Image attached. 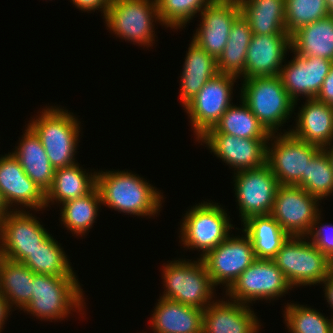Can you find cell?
<instances>
[{"label":"cell","instance_id":"obj_33","mask_svg":"<svg viewBox=\"0 0 333 333\" xmlns=\"http://www.w3.org/2000/svg\"><path fill=\"white\" fill-rule=\"evenodd\" d=\"M49 235L22 261L33 273L58 277H75L61 245Z\"/></svg>","mask_w":333,"mask_h":333},{"label":"cell","instance_id":"obj_8","mask_svg":"<svg viewBox=\"0 0 333 333\" xmlns=\"http://www.w3.org/2000/svg\"><path fill=\"white\" fill-rule=\"evenodd\" d=\"M103 18L117 37L148 47L155 41L153 22L160 21L156 0H111Z\"/></svg>","mask_w":333,"mask_h":333},{"label":"cell","instance_id":"obj_24","mask_svg":"<svg viewBox=\"0 0 333 333\" xmlns=\"http://www.w3.org/2000/svg\"><path fill=\"white\" fill-rule=\"evenodd\" d=\"M12 154L20 162L26 175L44 192L51 187L55 168L35 132L27 125L25 133Z\"/></svg>","mask_w":333,"mask_h":333},{"label":"cell","instance_id":"obj_38","mask_svg":"<svg viewBox=\"0 0 333 333\" xmlns=\"http://www.w3.org/2000/svg\"><path fill=\"white\" fill-rule=\"evenodd\" d=\"M328 15L325 0H285V25L289 35Z\"/></svg>","mask_w":333,"mask_h":333},{"label":"cell","instance_id":"obj_22","mask_svg":"<svg viewBox=\"0 0 333 333\" xmlns=\"http://www.w3.org/2000/svg\"><path fill=\"white\" fill-rule=\"evenodd\" d=\"M297 114L292 135L322 149L333 143V106L310 98Z\"/></svg>","mask_w":333,"mask_h":333},{"label":"cell","instance_id":"obj_36","mask_svg":"<svg viewBox=\"0 0 333 333\" xmlns=\"http://www.w3.org/2000/svg\"><path fill=\"white\" fill-rule=\"evenodd\" d=\"M301 187L320 201L333 193V168L324 149L321 148L309 161L307 181Z\"/></svg>","mask_w":333,"mask_h":333},{"label":"cell","instance_id":"obj_4","mask_svg":"<svg viewBox=\"0 0 333 333\" xmlns=\"http://www.w3.org/2000/svg\"><path fill=\"white\" fill-rule=\"evenodd\" d=\"M80 286L77 276L34 274L32 297L23 311L42 320H63L73 308L74 311L84 308V294Z\"/></svg>","mask_w":333,"mask_h":333},{"label":"cell","instance_id":"obj_20","mask_svg":"<svg viewBox=\"0 0 333 333\" xmlns=\"http://www.w3.org/2000/svg\"><path fill=\"white\" fill-rule=\"evenodd\" d=\"M291 49L290 35L253 34L246 53L243 79L280 75L285 54Z\"/></svg>","mask_w":333,"mask_h":333},{"label":"cell","instance_id":"obj_17","mask_svg":"<svg viewBox=\"0 0 333 333\" xmlns=\"http://www.w3.org/2000/svg\"><path fill=\"white\" fill-rule=\"evenodd\" d=\"M200 14L202 22L192 40L217 60L227 44L232 24L241 15L239 3L213 1Z\"/></svg>","mask_w":333,"mask_h":333},{"label":"cell","instance_id":"obj_29","mask_svg":"<svg viewBox=\"0 0 333 333\" xmlns=\"http://www.w3.org/2000/svg\"><path fill=\"white\" fill-rule=\"evenodd\" d=\"M242 224L257 259H272L290 237L271 215L251 216Z\"/></svg>","mask_w":333,"mask_h":333},{"label":"cell","instance_id":"obj_9","mask_svg":"<svg viewBox=\"0 0 333 333\" xmlns=\"http://www.w3.org/2000/svg\"><path fill=\"white\" fill-rule=\"evenodd\" d=\"M226 211L218 203L203 202L186 212L181 224V241L184 248L201 250L204 256L228 236L233 225Z\"/></svg>","mask_w":333,"mask_h":333},{"label":"cell","instance_id":"obj_2","mask_svg":"<svg viewBox=\"0 0 333 333\" xmlns=\"http://www.w3.org/2000/svg\"><path fill=\"white\" fill-rule=\"evenodd\" d=\"M28 126L39 137L51 165L63 168L74 165L80 126L77 118L59 107L43 109Z\"/></svg>","mask_w":333,"mask_h":333},{"label":"cell","instance_id":"obj_6","mask_svg":"<svg viewBox=\"0 0 333 333\" xmlns=\"http://www.w3.org/2000/svg\"><path fill=\"white\" fill-rule=\"evenodd\" d=\"M272 260L293 287L323 285L332 269L331 261L305 236L289 237Z\"/></svg>","mask_w":333,"mask_h":333},{"label":"cell","instance_id":"obj_13","mask_svg":"<svg viewBox=\"0 0 333 333\" xmlns=\"http://www.w3.org/2000/svg\"><path fill=\"white\" fill-rule=\"evenodd\" d=\"M234 177L241 221L251 216L270 215L279 186L271 168L265 164L257 169L236 172Z\"/></svg>","mask_w":333,"mask_h":333},{"label":"cell","instance_id":"obj_30","mask_svg":"<svg viewBox=\"0 0 333 333\" xmlns=\"http://www.w3.org/2000/svg\"><path fill=\"white\" fill-rule=\"evenodd\" d=\"M34 274L24 263L0 256V293L10 309H25L32 297Z\"/></svg>","mask_w":333,"mask_h":333},{"label":"cell","instance_id":"obj_26","mask_svg":"<svg viewBox=\"0 0 333 333\" xmlns=\"http://www.w3.org/2000/svg\"><path fill=\"white\" fill-rule=\"evenodd\" d=\"M292 52L298 56L321 57L333 61V17L305 25L290 35Z\"/></svg>","mask_w":333,"mask_h":333},{"label":"cell","instance_id":"obj_16","mask_svg":"<svg viewBox=\"0 0 333 333\" xmlns=\"http://www.w3.org/2000/svg\"><path fill=\"white\" fill-rule=\"evenodd\" d=\"M236 172L257 169L266 164L269 139L240 138L224 133H204L197 139Z\"/></svg>","mask_w":333,"mask_h":333},{"label":"cell","instance_id":"obj_18","mask_svg":"<svg viewBox=\"0 0 333 333\" xmlns=\"http://www.w3.org/2000/svg\"><path fill=\"white\" fill-rule=\"evenodd\" d=\"M294 54L293 59L281 68L279 76L283 87L295 103L299 100L300 94L306 99L316 98L333 61L327 58Z\"/></svg>","mask_w":333,"mask_h":333},{"label":"cell","instance_id":"obj_27","mask_svg":"<svg viewBox=\"0 0 333 333\" xmlns=\"http://www.w3.org/2000/svg\"><path fill=\"white\" fill-rule=\"evenodd\" d=\"M239 6L253 34L289 35L285 25V0H243Z\"/></svg>","mask_w":333,"mask_h":333},{"label":"cell","instance_id":"obj_12","mask_svg":"<svg viewBox=\"0 0 333 333\" xmlns=\"http://www.w3.org/2000/svg\"><path fill=\"white\" fill-rule=\"evenodd\" d=\"M318 203L319 199L302 187L279 185L270 215L290 237H307L318 212L321 213Z\"/></svg>","mask_w":333,"mask_h":333},{"label":"cell","instance_id":"obj_32","mask_svg":"<svg viewBox=\"0 0 333 333\" xmlns=\"http://www.w3.org/2000/svg\"><path fill=\"white\" fill-rule=\"evenodd\" d=\"M241 104L237 107L232 103L215 126L205 133H224L240 138L269 139L271 134L242 100Z\"/></svg>","mask_w":333,"mask_h":333},{"label":"cell","instance_id":"obj_1","mask_svg":"<svg viewBox=\"0 0 333 333\" xmlns=\"http://www.w3.org/2000/svg\"><path fill=\"white\" fill-rule=\"evenodd\" d=\"M136 175L128 171L96 172L102 204L120 213L155 216L162 207L161 192Z\"/></svg>","mask_w":333,"mask_h":333},{"label":"cell","instance_id":"obj_10","mask_svg":"<svg viewBox=\"0 0 333 333\" xmlns=\"http://www.w3.org/2000/svg\"><path fill=\"white\" fill-rule=\"evenodd\" d=\"M291 288L272 259H256L225 292L230 300L248 305L256 300H275Z\"/></svg>","mask_w":333,"mask_h":333},{"label":"cell","instance_id":"obj_3","mask_svg":"<svg viewBox=\"0 0 333 333\" xmlns=\"http://www.w3.org/2000/svg\"><path fill=\"white\" fill-rule=\"evenodd\" d=\"M242 80L240 100L249 107L270 134L277 133L276 130L291 117L297 105L283 87L280 76Z\"/></svg>","mask_w":333,"mask_h":333},{"label":"cell","instance_id":"obj_40","mask_svg":"<svg viewBox=\"0 0 333 333\" xmlns=\"http://www.w3.org/2000/svg\"><path fill=\"white\" fill-rule=\"evenodd\" d=\"M77 9L81 11H94L101 9L103 16L105 17L108 7L111 4V0H72Z\"/></svg>","mask_w":333,"mask_h":333},{"label":"cell","instance_id":"obj_46","mask_svg":"<svg viewBox=\"0 0 333 333\" xmlns=\"http://www.w3.org/2000/svg\"><path fill=\"white\" fill-rule=\"evenodd\" d=\"M329 16L333 17V0H325Z\"/></svg>","mask_w":333,"mask_h":333},{"label":"cell","instance_id":"obj_31","mask_svg":"<svg viewBox=\"0 0 333 333\" xmlns=\"http://www.w3.org/2000/svg\"><path fill=\"white\" fill-rule=\"evenodd\" d=\"M252 36L248 22L240 15L232 24L227 44L217 59L219 73L237 77L244 74L246 53Z\"/></svg>","mask_w":333,"mask_h":333},{"label":"cell","instance_id":"obj_47","mask_svg":"<svg viewBox=\"0 0 333 333\" xmlns=\"http://www.w3.org/2000/svg\"><path fill=\"white\" fill-rule=\"evenodd\" d=\"M214 1H225V2H237V3H240L243 0H214Z\"/></svg>","mask_w":333,"mask_h":333},{"label":"cell","instance_id":"obj_23","mask_svg":"<svg viewBox=\"0 0 333 333\" xmlns=\"http://www.w3.org/2000/svg\"><path fill=\"white\" fill-rule=\"evenodd\" d=\"M151 317L155 333H202L203 310L160 297Z\"/></svg>","mask_w":333,"mask_h":333},{"label":"cell","instance_id":"obj_37","mask_svg":"<svg viewBox=\"0 0 333 333\" xmlns=\"http://www.w3.org/2000/svg\"><path fill=\"white\" fill-rule=\"evenodd\" d=\"M214 0H156L161 25L180 29Z\"/></svg>","mask_w":333,"mask_h":333},{"label":"cell","instance_id":"obj_21","mask_svg":"<svg viewBox=\"0 0 333 333\" xmlns=\"http://www.w3.org/2000/svg\"><path fill=\"white\" fill-rule=\"evenodd\" d=\"M258 317L246 304L219 300L203 310L202 333H258Z\"/></svg>","mask_w":333,"mask_h":333},{"label":"cell","instance_id":"obj_44","mask_svg":"<svg viewBox=\"0 0 333 333\" xmlns=\"http://www.w3.org/2000/svg\"><path fill=\"white\" fill-rule=\"evenodd\" d=\"M9 212V208L7 207L6 203L4 202L2 195L0 193V220L6 216Z\"/></svg>","mask_w":333,"mask_h":333},{"label":"cell","instance_id":"obj_14","mask_svg":"<svg viewBox=\"0 0 333 333\" xmlns=\"http://www.w3.org/2000/svg\"><path fill=\"white\" fill-rule=\"evenodd\" d=\"M243 234L242 237L229 235L216 248L200 257L215 287L224 284L228 289L257 259L251 240Z\"/></svg>","mask_w":333,"mask_h":333},{"label":"cell","instance_id":"obj_28","mask_svg":"<svg viewBox=\"0 0 333 333\" xmlns=\"http://www.w3.org/2000/svg\"><path fill=\"white\" fill-rule=\"evenodd\" d=\"M83 170L78 163L55 169L52 185L45 193V207L50 202L64 203L89 194L96 187V172L90 175Z\"/></svg>","mask_w":333,"mask_h":333},{"label":"cell","instance_id":"obj_34","mask_svg":"<svg viewBox=\"0 0 333 333\" xmlns=\"http://www.w3.org/2000/svg\"><path fill=\"white\" fill-rule=\"evenodd\" d=\"M102 204L97 187L84 197L62 203L61 221L72 234L85 235L97 217L98 207Z\"/></svg>","mask_w":333,"mask_h":333},{"label":"cell","instance_id":"obj_45","mask_svg":"<svg viewBox=\"0 0 333 333\" xmlns=\"http://www.w3.org/2000/svg\"><path fill=\"white\" fill-rule=\"evenodd\" d=\"M329 146V147H328ZM325 148H323L325 150V152L327 153V155L330 158L331 164H332V168H333V145H328Z\"/></svg>","mask_w":333,"mask_h":333},{"label":"cell","instance_id":"obj_39","mask_svg":"<svg viewBox=\"0 0 333 333\" xmlns=\"http://www.w3.org/2000/svg\"><path fill=\"white\" fill-rule=\"evenodd\" d=\"M320 215L321 214L319 213L316 216V218L312 224L311 230L307 234L308 235L307 237L308 238L312 237L311 240L309 239V241L316 248H318L332 262L333 261V225L327 224V223L321 224Z\"/></svg>","mask_w":333,"mask_h":333},{"label":"cell","instance_id":"obj_41","mask_svg":"<svg viewBox=\"0 0 333 333\" xmlns=\"http://www.w3.org/2000/svg\"><path fill=\"white\" fill-rule=\"evenodd\" d=\"M316 99L333 106V63Z\"/></svg>","mask_w":333,"mask_h":333},{"label":"cell","instance_id":"obj_25","mask_svg":"<svg viewBox=\"0 0 333 333\" xmlns=\"http://www.w3.org/2000/svg\"><path fill=\"white\" fill-rule=\"evenodd\" d=\"M181 74L180 99L183 106L219 71L217 60L193 40L189 44Z\"/></svg>","mask_w":333,"mask_h":333},{"label":"cell","instance_id":"obj_42","mask_svg":"<svg viewBox=\"0 0 333 333\" xmlns=\"http://www.w3.org/2000/svg\"><path fill=\"white\" fill-rule=\"evenodd\" d=\"M323 283L326 300L328 304H330V307L333 309V269H331L328 277L323 281Z\"/></svg>","mask_w":333,"mask_h":333},{"label":"cell","instance_id":"obj_11","mask_svg":"<svg viewBox=\"0 0 333 333\" xmlns=\"http://www.w3.org/2000/svg\"><path fill=\"white\" fill-rule=\"evenodd\" d=\"M237 76L218 73L185 105L196 139L213 128L229 106Z\"/></svg>","mask_w":333,"mask_h":333},{"label":"cell","instance_id":"obj_43","mask_svg":"<svg viewBox=\"0 0 333 333\" xmlns=\"http://www.w3.org/2000/svg\"><path fill=\"white\" fill-rule=\"evenodd\" d=\"M9 310L11 311L7 300L0 293V332L2 331L1 329H3L5 320L8 317V313L10 312Z\"/></svg>","mask_w":333,"mask_h":333},{"label":"cell","instance_id":"obj_7","mask_svg":"<svg viewBox=\"0 0 333 333\" xmlns=\"http://www.w3.org/2000/svg\"><path fill=\"white\" fill-rule=\"evenodd\" d=\"M281 134L270 135L268 141L274 140V143L272 141L270 146L267 142L266 164L279 185L301 187L307 181L309 161L321 148L298 139L289 131Z\"/></svg>","mask_w":333,"mask_h":333},{"label":"cell","instance_id":"obj_35","mask_svg":"<svg viewBox=\"0 0 333 333\" xmlns=\"http://www.w3.org/2000/svg\"><path fill=\"white\" fill-rule=\"evenodd\" d=\"M284 318L290 333H332L331 319L315 309L300 304L288 303Z\"/></svg>","mask_w":333,"mask_h":333},{"label":"cell","instance_id":"obj_19","mask_svg":"<svg viewBox=\"0 0 333 333\" xmlns=\"http://www.w3.org/2000/svg\"><path fill=\"white\" fill-rule=\"evenodd\" d=\"M0 193L9 210L20 204L33 210L45 208V193L26 175L20 162L8 153L0 157Z\"/></svg>","mask_w":333,"mask_h":333},{"label":"cell","instance_id":"obj_5","mask_svg":"<svg viewBox=\"0 0 333 333\" xmlns=\"http://www.w3.org/2000/svg\"><path fill=\"white\" fill-rule=\"evenodd\" d=\"M197 259L192 262L179 259L164 265L162 273L166 290L162 298L202 310L212 303L215 286L204 262Z\"/></svg>","mask_w":333,"mask_h":333},{"label":"cell","instance_id":"obj_15","mask_svg":"<svg viewBox=\"0 0 333 333\" xmlns=\"http://www.w3.org/2000/svg\"><path fill=\"white\" fill-rule=\"evenodd\" d=\"M50 234L24 210L9 211L0 220V256L22 262Z\"/></svg>","mask_w":333,"mask_h":333}]
</instances>
